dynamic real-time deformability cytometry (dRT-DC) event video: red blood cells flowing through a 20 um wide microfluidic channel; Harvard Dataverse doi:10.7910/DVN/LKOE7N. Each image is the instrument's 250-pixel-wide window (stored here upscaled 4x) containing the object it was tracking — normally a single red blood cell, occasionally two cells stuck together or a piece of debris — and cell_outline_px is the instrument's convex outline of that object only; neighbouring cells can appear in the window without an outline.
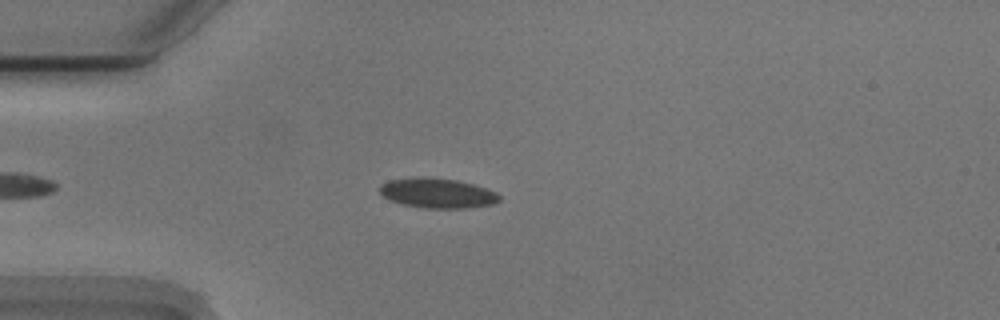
{"species": "Egyptian fruit bat (a non-hibernating species)", "species_latin": "Rousettus aegyptiacus", "temperature_condition": "cold", "stored_images_in_passage": 8, "camera_frame_rate_fps": 3000, "um_per_image_px": 0.085, "animal": {"sex": "male"}, "frame": {"image": 1, "passage_image": 2, "time_ms": 0.333, "image_size_px": [1000, 320], "cell_outline_px": [[500, 200], [492, 204], [468, 208], [424, 208], [404, 204], [392, 200], [384, 196], [376, 188], [380, 184], [388, 180], [412, 176], [432, 176], [456, 180], [472, 184], [496, 192], [500, 196]], "centroid_in_image_um": [37.13, 16.39], "position_along_channel_um": 47.9, "area_um2": 21.04}}
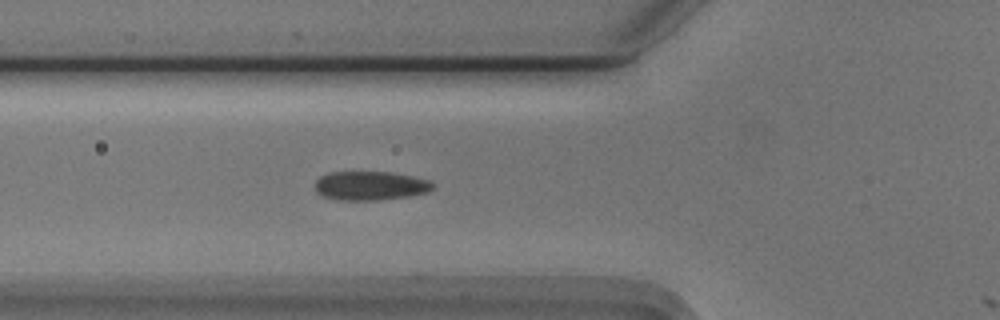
{"frame": {"image": 2, "passage_image": 7, "time_ms": 2.0, "image_size_px": [1000, 320], "cell_outline_px": [[436, 184], [428, 192], [408, 196], [380, 200], [336, 200], [320, 196], [316, 192], [316, 180], [320, 176], [328, 172], [392, 172], [412, 176], [428, 180]], "centroid_in_image_um": [31.45, 15.79], "position_along_channel_um": 94.3, "area_um2": 20.06}}